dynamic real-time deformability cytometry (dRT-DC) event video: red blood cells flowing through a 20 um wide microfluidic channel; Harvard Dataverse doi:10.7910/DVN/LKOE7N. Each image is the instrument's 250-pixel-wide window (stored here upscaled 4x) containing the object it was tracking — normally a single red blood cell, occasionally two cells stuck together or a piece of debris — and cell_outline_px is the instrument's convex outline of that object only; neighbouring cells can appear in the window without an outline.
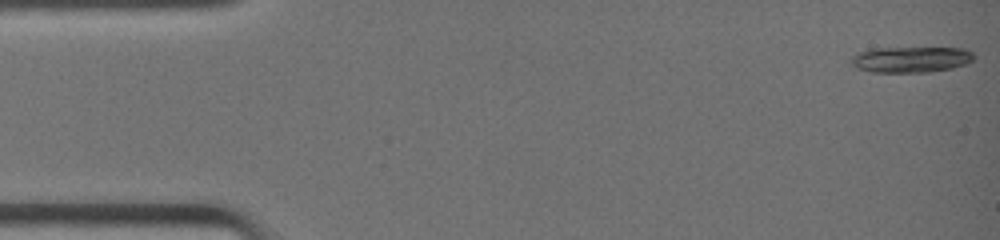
{"species": "common noctule bat (a hibernating species)", "species_latin": "Nyctalus noctula", "temperature_condition": "warm", "stored_images_in_passage": 21, "camera_frame_rate_fps": 3000, "um_per_image_px": 0.085, "animal": {"sex": "female", "body_mass_g": 19.0, "forearm_length_mm": 51.5}, "frame": {"image": 1, "passage_image": 1, "time_ms": 0.0, "image_size_px": [1000, 240], "cell_outline_px": [[976, 56], [972, 60], [964, 64], [952, 68], [928, 72], [872, 72], [856, 68], [848, 64], [848, 60], [856, 52], [868, 48], [964, 48], [972, 52]], "centroid_in_image_um": [77.34, 5.05], "position_along_channel_um": 7.7, "area_um2": 18.84}}
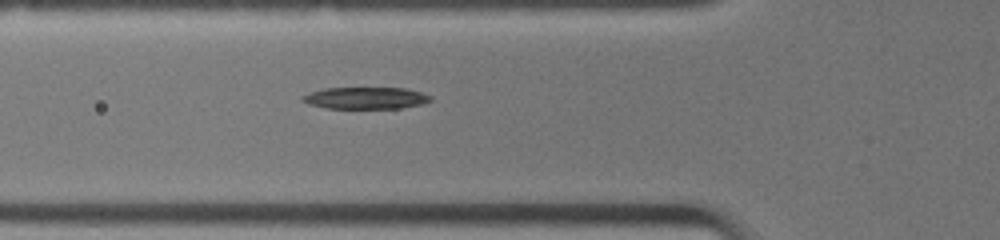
{"frame": {"image": 2, "passage_image": 15, "time_ms": 4.667, "image_size_px": [1000, 240], "cell_outline_px": [[432, 100], [424, 104], [400, 108], [324, 108], [308, 104], [300, 100], [300, 96], [324, 88], [408, 88], [432, 96]], "centroid_in_image_um": [31.08, 8.33], "position_along_channel_um": 94.7, "area_um2": 16.42}}
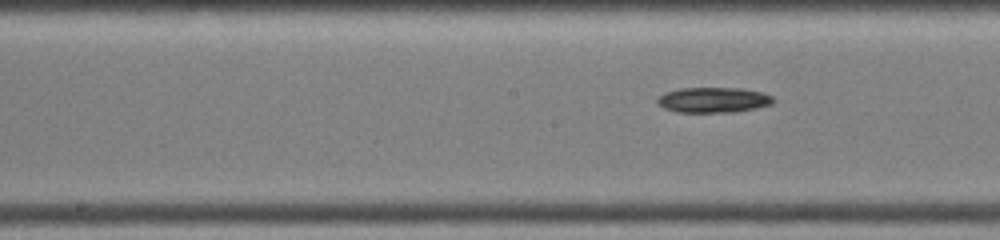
{"frame": {"image": 3, "passage_image": 21, "time_ms": 6.667, "image_size_px": [1000, 240], "cell_outline_px": [[776, 100], [772, 104], [756, 108], [732, 112], [676, 112], [664, 108], [656, 104], [656, 100], [664, 92], [680, 88], [744, 88], [764, 92], [772, 96]], "centroid_in_image_um": [60.65, 8.49], "position_along_channel_um": 187.6, "area_um2": 17.34}}